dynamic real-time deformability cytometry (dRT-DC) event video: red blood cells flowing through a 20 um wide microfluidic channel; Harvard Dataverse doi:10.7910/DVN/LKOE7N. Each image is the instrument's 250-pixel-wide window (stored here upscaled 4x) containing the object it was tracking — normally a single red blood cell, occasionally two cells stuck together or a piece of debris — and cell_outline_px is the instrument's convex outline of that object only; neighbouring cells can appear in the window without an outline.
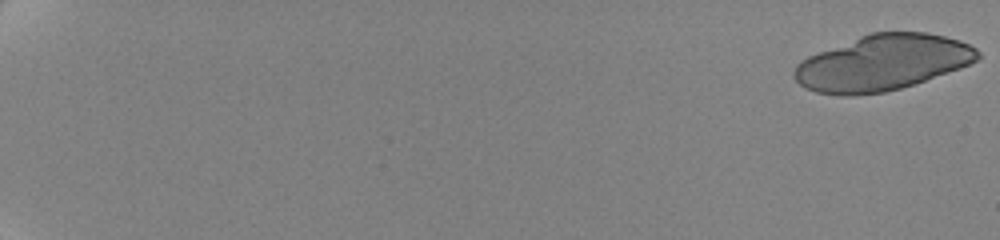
{"species": "human", "species_latin": "Homo sapiens", "temperature_condition": "cold", "stored_images_in_passage": 24, "camera_frame_rate_fps": 3000, "um_per_image_px": 0.085, "donor": {"sex": "female"}, "frame": {"image": 1, "passage_image": 1, "time_ms": 0.0, "image_size_px": [1000, 240], "cell_outline_px": [[980, 56], [976, 60], [960, 68], [900, 88], [884, 92], [852, 96], [844, 96], [816, 92], [800, 84], [792, 76], [792, 72], [796, 64], [800, 60], [808, 56], [860, 36], [872, 32], [928, 32], [960, 40], [976, 48], [980, 52]], "centroid_in_image_um": [74.99, 5.33], "position_along_channel_um": 10.0, "area_um2": 59.25}}